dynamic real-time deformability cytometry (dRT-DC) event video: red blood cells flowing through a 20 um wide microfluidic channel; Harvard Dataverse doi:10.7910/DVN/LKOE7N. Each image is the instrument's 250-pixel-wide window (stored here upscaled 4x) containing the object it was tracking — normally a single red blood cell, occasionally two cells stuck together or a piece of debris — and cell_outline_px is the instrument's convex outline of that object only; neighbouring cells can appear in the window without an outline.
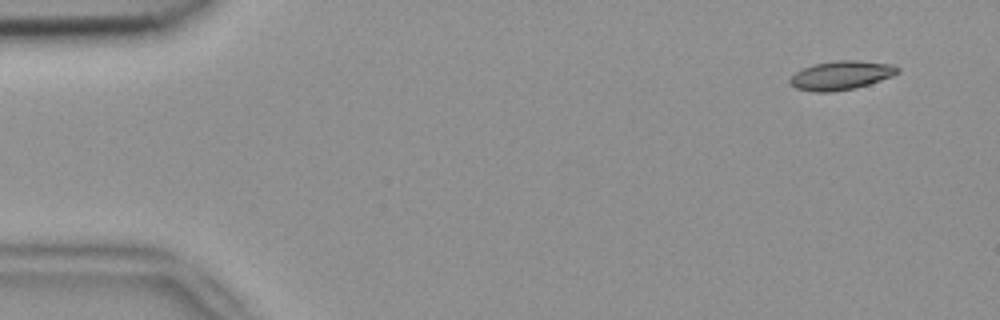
{"species": "common noctule bat (a hibernating species)", "species_latin": "Nyctalus noctula", "temperature_condition": "room temperature", "stored_images_in_passage": 5, "camera_frame_rate_fps": 3000, "um_per_image_px": 0.085, "animal": {"sex": "female", "body_mass_g": 18.4}, "frame": {"image": 1, "passage_image": 1, "time_ms": 0.0, "image_size_px": [1000, 320], "cell_outline_px": [[900, 72], [892, 76], [856, 88], [832, 92], [816, 92], [796, 88], [788, 80], [796, 72], [812, 64], [836, 60], [856, 60], [892, 64], [900, 68]], "centroid_in_image_um": [71.51, 6.4], "position_along_channel_um": 13.5, "area_um2": 18.09}}